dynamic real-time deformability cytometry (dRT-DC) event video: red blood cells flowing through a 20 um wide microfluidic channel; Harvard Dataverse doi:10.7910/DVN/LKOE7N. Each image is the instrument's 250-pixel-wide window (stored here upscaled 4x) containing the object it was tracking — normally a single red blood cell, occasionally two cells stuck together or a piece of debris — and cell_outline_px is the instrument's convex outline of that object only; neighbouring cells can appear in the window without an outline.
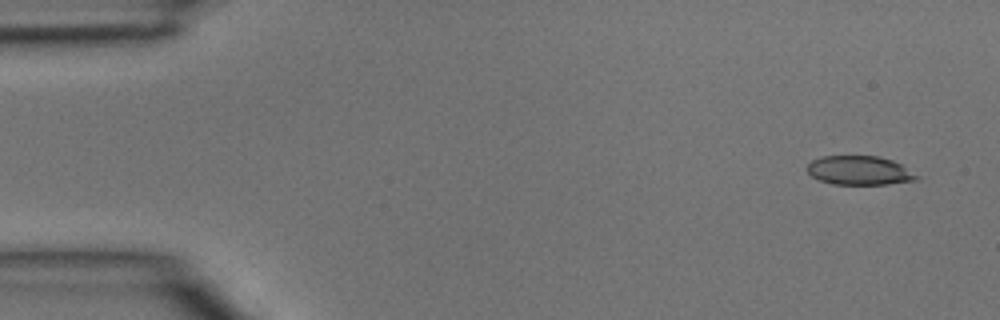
{"species": "common noctule bat (a hibernating species)", "species_latin": "Nyctalus noctula", "temperature_condition": "room temperature", "stored_images_in_passage": 5, "camera_frame_rate_fps": 3000, "um_per_image_px": 0.085, "animal": {"sex": "male", "body_mass_g": 15.6}, "frame": {"image": 1, "passage_image": 1, "time_ms": 0.0, "image_size_px": [1000, 320], "cell_outline_px": [[920, 176], [916, 180], [888, 184], [832, 184], [820, 180], [812, 176], [808, 172], [808, 164], [812, 160], [824, 156], [876, 156], [892, 160], [900, 164]], "centroid_in_image_um": [73.06, 14.49], "position_along_channel_um": 11.9, "area_um2": 18.32}}